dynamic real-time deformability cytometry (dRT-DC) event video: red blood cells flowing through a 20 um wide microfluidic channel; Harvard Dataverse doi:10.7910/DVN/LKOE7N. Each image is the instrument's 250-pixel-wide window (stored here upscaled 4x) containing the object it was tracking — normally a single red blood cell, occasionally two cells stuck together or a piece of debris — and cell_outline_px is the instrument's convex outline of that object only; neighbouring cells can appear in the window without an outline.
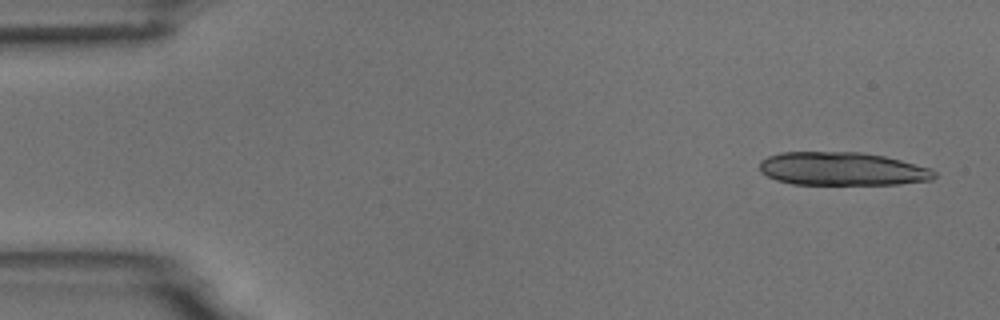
{"species": "common noctule bat (a hibernating species)", "species_latin": "Nyctalus noctula", "temperature_condition": "room temperature", "stored_images_in_passage": 6, "camera_frame_rate_fps": 3000, "um_per_image_px": 0.085, "animal": {"sex": "male", "body_mass_g": 18.8}, "frame": {"image": 1, "passage_image": 1, "time_ms": 0.0, "image_size_px": [1000, 320], "cell_outline_px": [[936, 176], [932, 180], [900, 184], [792, 184], [776, 180], [760, 172], [760, 160], [768, 156], [780, 152], [860, 152], [884, 156], [932, 168], [936, 172]], "centroid_in_image_um": [71.59, 14.35], "position_along_channel_um": 13.4, "area_um2": 34.04}}
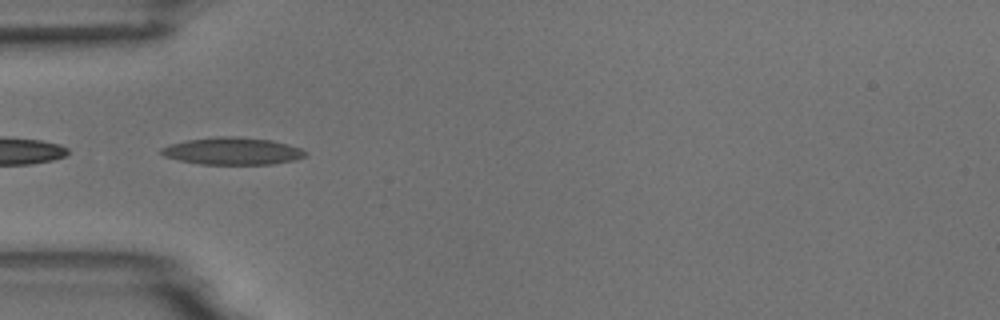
{"frame": {"image": 2, "passage_image": 5, "time_ms": 4.667, "image_size_px": [1000, 320], "cell_outline_px": [[308, 152], [304, 156], [296, 160], [272, 164], [200, 164], [180, 160], [164, 156], [160, 152], [160, 148], [172, 144], [188, 140], [216, 136], [236, 136], [272, 140], [288, 144], [300, 148]], "centroid_in_image_um": [19.79, 12.84], "position_along_channel_um": 65.2, "area_um2": 22.83}}